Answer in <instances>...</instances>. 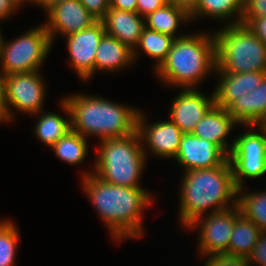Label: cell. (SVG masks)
I'll list each match as a JSON object with an SVG mask.
<instances>
[{
	"label": "cell",
	"mask_w": 266,
	"mask_h": 266,
	"mask_svg": "<svg viewBox=\"0 0 266 266\" xmlns=\"http://www.w3.org/2000/svg\"><path fill=\"white\" fill-rule=\"evenodd\" d=\"M169 4L181 8L189 15L194 11L199 0H167Z\"/></svg>",
	"instance_id": "74e56055"
},
{
	"label": "cell",
	"mask_w": 266,
	"mask_h": 266,
	"mask_svg": "<svg viewBox=\"0 0 266 266\" xmlns=\"http://www.w3.org/2000/svg\"><path fill=\"white\" fill-rule=\"evenodd\" d=\"M262 231L234 206V227L229 243V253L247 257L252 253Z\"/></svg>",
	"instance_id": "7402d4cb"
},
{
	"label": "cell",
	"mask_w": 266,
	"mask_h": 266,
	"mask_svg": "<svg viewBox=\"0 0 266 266\" xmlns=\"http://www.w3.org/2000/svg\"><path fill=\"white\" fill-rule=\"evenodd\" d=\"M145 18V27L169 35L173 38H179L184 34L176 35L179 26L188 23L190 15L181 8L172 4H166L162 8L149 13Z\"/></svg>",
	"instance_id": "cb8c5ba5"
},
{
	"label": "cell",
	"mask_w": 266,
	"mask_h": 266,
	"mask_svg": "<svg viewBox=\"0 0 266 266\" xmlns=\"http://www.w3.org/2000/svg\"><path fill=\"white\" fill-rule=\"evenodd\" d=\"M261 126L266 130V121Z\"/></svg>",
	"instance_id": "60d3db41"
},
{
	"label": "cell",
	"mask_w": 266,
	"mask_h": 266,
	"mask_svg": "<svg viewBox=\"0 0 266 266\" xmlns=\"http://www.w3.org/2000/svg\"><path fill=\"white\" fill-rule=\"evenodd\" d=\"M227 111L239 125H262L266 121V76L256 89L236 99Z\"/></svg>",
	"instance_id": "d6986e66"
},
{
	"label": "cell",
	"mask_w": 266,
	"mask_h": 266,
	"mask_svg": "<svg viewBox=\"0 0 266 266\" xmlns=\"http://www.w3.org/2000/svg\"><path fill=\"white\" fill-rule=\"evenodd\" d=\"M214 104L213 92L208 97L197 89H182L171 102L169 118L183 133H192Z\"/></svg>",
	"instance_id": "9a60e30c"
},
{
	"label": "cell",
	"mask_w": 266,
	"mask_h": 266,
	"mask_svg": "<svg viewBox=\"0 0 266 266\" xmlns=\"http://www.w3.org/2000/svg\"><path fill=\"white\" fill-rule=\"evenodd\" d=\"M219 83L214 88V101L227 109L236 99H240L260 85L266 72L216 73Z\"/></svg>",
	"instance_id": "e0dca14e"
},
{
	"label": "cell",
	"mask_w": 266,
	"mask_h": 266,
	"mask_svg": "<svg viewBox=\"0 0 266 266\" xmlns=\"http://www.w3.org/2000/svg\"><path fill=\"white\" fill-rule=\"evenodd\" d=\"M53 46L44 24L32 27L12 41H5L0 52V71L5 75L38 71Z\"/></svg>",
	"instance_id": "52a82bcc"
},
{
	"label": "cell",
	"mask_w": 266,
	"mask_h": 266,
	"mask_svg": "<svg viewBox=\"0 0 266 266\" xmlns=\"http://www.w3.org/2000/svg\"><path fill=\"white\" fill-rule=\"evenodd\" d=\"M7 122L6 76L0 71V123Z\"/></svg>",
	"instance_id": "d590c367"
},
{
	"label": "cell",
	"mask_w": 266,
	"mask_h": 266,
	"mask_svg": "<svg viewBox=\"0 0 266 266\" xmlns=\"http://www.w3.org/2000/svg\"><path fill=\"white\" fill-rule=\"evenodd\" d=\"M4 40H5V39H4V36H3V34H2V32H1V30H0V52H1V50H2Z\"/></svg>",
	"instance_id": "ab89813d"
},
{
	"label": "cell",
	"mask_w": 266,
	"mask_h": 266,
	"mask_svg": "<svg viewBox=\"0 0 266 266\" xmlns=\"http://www.w3.org/2000/svg\"><path fill=\"white\" fill-rule=\"evenodd\" d=\"M19 230L9 219L0 221V266H15Z\"/></svg>",
	"instance_id": "83f0119b"
},
{
	"label": "cell",
	"mask_w": 266,
	"mask_h": 266,
	"mask_svg": "<svg viewBox=\"0 0 266 266\" xmlns=\"http://www.w3.org/2000/svg\"><path fill=\"white\" fill-rule=\"evenodd\" d=\"M63 99L70 109L72 130L83 137L96 136L100 141L137 131V108L89 94L73 93Z\"/></svg>",
	"instance_id": "3957f363"
},
{
	"label": "cell",
	"mask_w": 266,
	"mask_h": 266,
	"mask_svg": "<svg viewBox=\"0 0 266 266\" xmlns=\"http://www.w3.org/2000/svg\"><path fill=\"white\" fill-rule=\"evenodd\" d=\"M246 127L249 131L246 129V132L236 136L228 156L237 188L246 185L245 178L256 179L266 174V130L261 125Z\"/></svg>",
	"instance_id": "ba28073f"
},
{
	"label": "cell",
	"mask_w": 266,
	"mask_h": 266,
	"mask_svg": "<svg viewBox=\"0 0 266 266\" xmlns=\"http://www.w3.org/2000/svg\"><path fill=\"white\" fill-rule=\"evenodd\" d=\"M142 147L138 131L100 140L92 174L110 184L140 187V177L147 163Z\"/></svg>",
	"instance_id": "5b68a950"
},
{
	"label": "cell",
	"mask_w": 266,
	"mask_h": 266,
	"mask_svg": "<svg viewBox=\"0 0 266 266\" xmlns=\"http://www.w3.org/2000/svg\"><path fill=\"white\" fill-rule=\"evenodd\" d=\"M215 69L214 32H199L176 38L167 59L154 73L166 85L196 89L207 75L215 73Z\"/></svg>",
	"instance_id": "277c9868"
},
{
	"label": "cell",
	"mask_w": 266,
	"mask_h": 266,
	"mask_svg": "<svg viewBox=\"0 0 266 266\" xmlns=\"http://www.w3.org/2000/svg\"><path fill=\"white\" fill-rule=\"evenodd\" d=\"M237 124L239 123L228 113L227 109L214 104L197 123L192 133L214 143L229 156L233 149L234 139L229 142L226 138Z\"/></svg>",
	"instance_id": "2e32d148"
},
{
	"label": "cell",
	"mask_w": 266,
	"mask_h": 266,
	"mask_svg": "<svg viewBox=\"0 0 266 266\" xmlns=\"http://www.w3.org/2000/svg\"><path fill=\"white\" fill-rule=\"evenodd\" d=\"M260 17H266V0H244L240 24H243L248 18Z\"/></svg>",
	"instance_id": "f546056e"
},
{
	"label": "cell",
	"mask_w": 266,
	"mask_h": 266,
	"mask_svg": "<svg viewBox=\"0 0 266 266\" xmlns=\"http://www.w3.org/2000/svg\"><path fill=\"white\" fill-rule=\"evenodd\" d=\"M250 266H266V233L262 232L254 246L252 253L248 256Z\"/></svg>",
	"instance_id": "4dcf8cb0"
},
{
	"label": "cell",
	"mask_w": 266,
	"mask_h": 266,
	"mask_svg": "<svg viewBox=\"0 0 266 266\" xmlns=\"http://www.w3.org/2000/svg\"><path fill=\"white\" fill-rule=\"evenodd\" d=\"M60 106L66 117L68 115V118H64L55 112L41 111L34 114L36 117L40 115L33 127L34 134L37 139L50 148L72 130L70 109L63 98L60 100Z\"/></svg>",
	"instance_id": "44dd1931"
},
{
	"label": "cell",
	"mask_w": 266,
	"mask_h": 266,
	"mask_svg": "<svg viewBox=\"0 0 266 266\" xmlns=\"http://www.w3.org/2000/svg\"><path fill=\"white\" fill-rule=\"evenodd\" d=\"M205 258L207 260L204 266H250L247 257L228 252H216L211 255H206Z\"/></svg>",
	"instance_id": "f1b7e54d"
},
{
	"label": "cell",
	"mask_w": 266,
	"mask_h": 266,
	"mask_svg": "<svg viewBox=\"0 0 266 266\" xmlns=\"http://www.w3.org/2000/svg\"><path fill=\"white\" fill-rule=\"evenodd\" d=\"M228 155L214 143L199 138L193 133H184L180 149L174 158L186 171L215 168L222 165Z\"/></svg>",
	"instance_id": "5bb4252c"
},
{
	"label": "cell",
	"mask_w": 266,
	"mask_h": 266,
	"mask_svg": "<svg viewBox=\"0 0 266 266\" xmlns=\"http://www.w3.org/2000/svg\"><path fill=\"white\" fill-rule=\"evenodd\" d=\"M105 33L117 38L132 50L138 45L145 27V18L137 12L118 10L109 7L101 20Z\"/></svg>",
	"instance_id": "ac0fdd59"
},
{
	"label": "cell",
	"mask_w": 266,
	"mask_h": 266,
	"mask_svg": "<svg viewBox=\"0 0 266 266\" xmlns=\"http://www.w3.org/2000/svg\"><path fill=\"white\" fill-rule=\"evenodd\" d=\"M85 195L95 207L113 240L140 238L144 234L142 216L153 203V195L143 187H125L102 181L90 171L82 173Z\"/></svg>",
	"instance_id": "6da1fadb"
},
{
	"label": "cell",
	"mask_w": 266,
	"mask_h": 266,
	"mask_svg": "<svg viewBox=\"0 0 266 266\" xmlns=\"http://www.w3.org/2000/svg\"><path fill=\"white\" fill-rule=\"evenodd\" d=\"M25 2L23 0H0V22L7 20L13 12L21 8Z\"/></svg>",
	"instance_id": "e575fe53"
},
{
	"label": "cell",
	"mask_w": 266,
	"mask_h": 266,
	"mask_svg": "<svg viewBox=\"0 0 266 266\" xmlns=\"http://www.w3.org/2000/svg\"><path fill=\"white\" fill-rule=\"evenodd\" d=\"M107 3L110 5L112 3L113 0H106Z\"/></svg>",
	"instance_id": "b9f144b4"
},
{
	"label": "cell",
	"mask_w": 266,
	"mask_h": 266,
	"mask_svg": "<svg viewBox=\"0 0 266 266\" xmlns=\"http://www.w3.org/2000/svg\"><path fill=\"white\" fill-rule=\"evenodd\" d=\"M234 227V207L202 215L186 228L199 229L198 252L201 258L216 252H228Z\"/></svg>",
	"instance_id": "30bf717a"
},
{
	"label": "cell",
	"mask_w": 266,
	"mask_h": 266,
	"mask_svg": "<svg viewBox=\"0 0 266 266\" xmlns=\"http://www.w3.org/2000/svg\"><path fill=\"white\" fill-rule=\"evenodd\" d=\"M168 4L167 0H137V13L146 17L149 13Z\"/></svg>",
	"instance_id": "d6a6232c"
},
{
	"label": "cell",
	"mask_w": 266,
	"mask_h": 266,
	"mask_svg": "<svg viewBox=\"0 0 266 266\" xmlns=\"http://www.w3.org/2000/svg\"><path fill=\"white\" fill-rule=\"evenodd\" d=\"M243 190L244 187L238 188L237 205L240 212L266 233V190L249 193Z\"/></svg>",
	"instance_id": "4316f807"
},
{
	"label": "cell",
	"mask_w": 266,
	"mask_h": 266,
	"mask_svg": "<svg viewBox=\"0 0 266 266\" xmlns=\"http://www.w3.org/2000/svg\"><path fill=\"white\" fill-rule=\"evenodd\" d=\"M46 13L48 21L44 26L52 44L56 34L67 36L84 30L98 21L79 0H65L57 3Z\"/></svg>",
	"instance_id": "4fadbf2b"
},
{
	"label": "cell",
	"mask_w": 266,
	"mask_h": 266,
	"mask_svg": "<svg viewBox=\"0 0 266 266\" xmlns=\"http://www.w3.org/2000/svg\"><path fill=\"white\" fill-rule=\"evenodd\" d=\"M57 158L70 165H79L88 155L87 138L71 130L60 138L52 147Z\"/></svg>",
	"instance_id": "484cf974"
},
{
	"label": "cell",
	"mask_w": 266,
	"mask_h": 266,
	"mask_svg": "<svg viewBox=\"0 0 266 266\" xmlns=\"http://www.w3.org/2000/svg\"><path fill=\"white\" fill-rule=\"evenodd\" d=\"M65 0H27L26 2H29L30 4H37L39 7L43 8L46 12L50 7L53 5L63 2Z\"/></svg>",
	"instance_id": "f35d334b"
},
{
	"label": "cell",
	"mask_w": 266,
	"mask_h": 266,
	"mask_svg": "<svg viewBox=\"0 0 266 266\" xmlns=\"http://www.w3.org/2000/svg\"><path fill=\"white\" fill-rule=\"evenodd\" d=\"M89 11V13L95 17L98 21H101L110 5L106 0H79Z\"/></svg>",
	"instance_id": "1f68e13d"
},
{
	"label": "cell",
	"mask_w": 266,
	"mask_h": 266,
	"mask_svg": "<svg viewBox=\"0 0 266 266\" xmlns=\"http://www.w3.org/2000/svg\"><path fill=\"white\" fill-rule=\"evenodd\" d=\"M137 131L146 158L149 150L150 154L156 155V157L172 158L173 160L178 154L181 137L184 134L170 118L168 121L148 123L142 111H139L138 114Z\"/></svg>",
	"instance_id": "7c38bea8"
},
{
	"label": "cell",
	"mask_w": 266,
	"mask_h": 266,
	"mask_svg": "<svg viewBox=\"0 0 266 266\" xmlns=\"http://www.w3.org/2000/svg\"><path fill=\"white\" fill-rule=\"evenodd\" d=\"M102 21L65 36L69 52V66L75 70L83 82L95 74V54L102 37L105 35Z\"/></svg>",
	"instance_id": "8fae6325"
},
{
	"label": "cell",
	"mask_w": 266,
	"mask_h": 266,
	"mask_svg": "<svg viewBox=\"0 0 266 266\" xmlns=\"http://www.w3.org/2000/svg\"><path fill=\"white\" fill-rule=\"evenodd\" d=\"M40 73L38 70L6 76L7 123L14 121L12 108L31 116L43 110L47 86Z\"/></svg>",
	"instance_id": "9c48e42d"
},
{
	"label": "cell",
	"mask_w": 266,
	"mask_h": 266,
	"mask_svg": "<svg viewBox=\"0 0 266 266\" xmlns=\"http://www.w3.org/2000/svg\"><path fill=\"white\" fill-rule=\"evenodd\" d=\"M243 25L248 26L266 45V17L248 18Z\"/></svg>",
	"instance_id": "836d02e7"
},
{
	"label": "cell",
	"mask_w": 266,
	"mask_h": 266,
	"mask_svg": "<svg viewBox=\"0 0 266 266\" xmlns=\"http://www.w3.org/2000/svg\"><path fill=\"white\" fill-rule=\"evenodd\" d=\"M133 50L117 38L105 34L95 54L97 71L115 72L134 64Z\"/></svg>",
	"instance_id": "ffe728a7"
},
{
	"label": "cell",
	"mask_w": 266,
	"mask_h": 266,
	"mask_svg": "<svg viewBox=\"0 0 266 266\" xmlns=\"http://www.w3.org/2000/svg\"><path fill=\"white\" fill-rule=\"evenodd\" d=\"M214 38L215 73L266 72V45L248 26L224 25Z\"/></svg>",
	"instance_id": "8992f818"
},
{
	"label": "cell",
	"mask_w": 266,
	"mask_h": 266,
	"mask_svg": "<svg viewBox=\"0 0 266 266\" xmlns=\"http://www.w3.org/2000/svg\"><path fill=\"white\" fill-rule=\"evenodd\" d=\"M175 38L144 27L138 45L133 50V58L136 61L139 49L155 60L154 71L167 59L168 53Z\"/></svg>",
	"instance_id": "d4e9b609"
},
{
	"label": "cell",
	"mask_w": 266,
	"mask_h": 266,
	"mask_svg": "<svg viewBox=\"0 0 266 266\" xmlns=\"http://www.w3.org/2000/svg\"><path fill=\"white\" fill-rule=\"evenodd\" d=\"M180 186L179 224L183 229L205 212L209 214L237 205L238 188L229 158L215 168L184 172Z\"/></svg>",
	"instance_id": "7a4b0ae2"
},
{
	"label": "cell",
	"mask_w": 266,
	"mask_h": 266,
	"mask_svg": "<svg viewBox=\"0 0 266 266\" xmlns=\"http://www.w3.org/2000/svg\"><path fill=\"white\" fill-rule=\"evenodd\" d=\"M110 7L118 10L137 12V0H113Z\"/></svg>",
	"instance_id": "8d00e7d4"
},
{
	"label": "cell",
	"mask_w": 266,
	"mask_h": 266,
	"mask_svg": "<svg viewBox=\"0 0 266 266\" xmlns=\"http://www.w3.org/2000/svg\"><path fill=\"white\" fill-rule=\"evenodd\" d=\"M243 8L244 0H199L196 8L190 14V18L193 22L194 19L207 16L223 20V22H227L226 25L238 24L242 18Z\"/></svg>",
	"instance_id": "603a6c76"
}]
</instances>
